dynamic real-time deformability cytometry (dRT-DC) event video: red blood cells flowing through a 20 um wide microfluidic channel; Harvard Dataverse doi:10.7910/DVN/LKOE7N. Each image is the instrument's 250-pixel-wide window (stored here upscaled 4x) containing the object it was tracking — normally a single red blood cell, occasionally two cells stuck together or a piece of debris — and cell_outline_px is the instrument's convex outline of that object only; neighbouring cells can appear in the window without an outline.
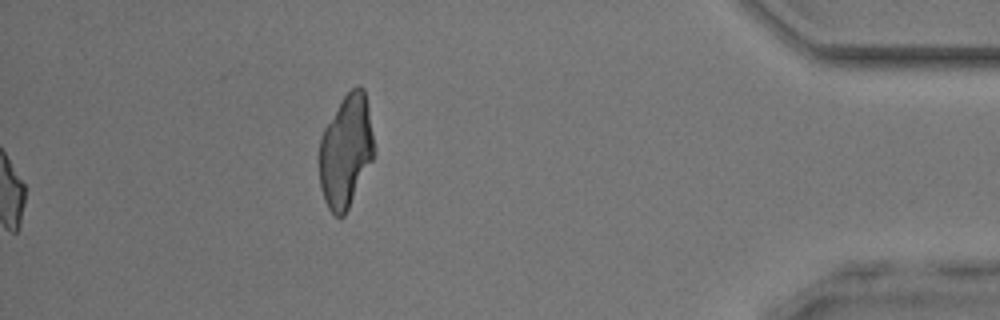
{"species": "common noctule bat (a hibernating species)", "species_latin": "Nyctalus noctula", "temperature_condition": "room temperature", "stored_images_in_passage": 46, "segment_of_instrument_passage": [2, 2], "camera_frame_rate_fps": 3000, "um_per_image_px": 0.085, "animal": {"sex": "male", "body_mass_g": 17.9, "forearm_length_mm": 54.2}, "frame": {"image": 1, "passage_image": 46, "time_ms": 15.0, "image_size_px": [1000, 320], "cell_outline_px": [[376, 152], [344, 216], [340, 220], [328, 208], [324, 200], [320, 184], [320, 136], [324, 128], [344, 96], [356, 84], [360, 84], [364, 88], [368, 108]], "centroid_in_image_um": [29.41, 12.84], "position_along_channel_um": 405.8, "area_um2": 35.78}}